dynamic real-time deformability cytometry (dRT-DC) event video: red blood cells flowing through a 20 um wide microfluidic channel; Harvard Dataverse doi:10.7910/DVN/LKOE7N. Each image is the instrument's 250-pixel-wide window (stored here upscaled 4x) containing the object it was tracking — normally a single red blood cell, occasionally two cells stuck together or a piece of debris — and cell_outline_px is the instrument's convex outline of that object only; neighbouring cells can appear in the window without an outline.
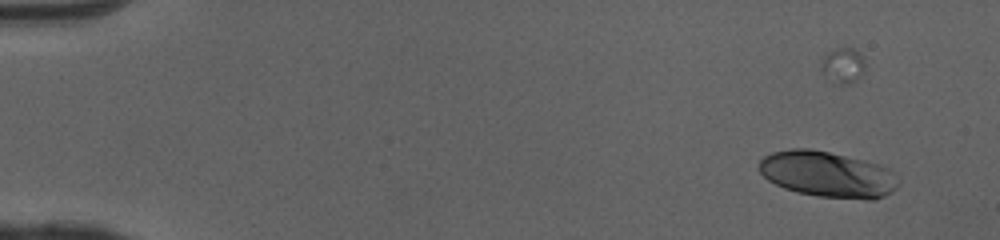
{"species": "human", "species_latin": "Homo sapiens", "temperature_condition": "cold", "stored_images_in_passage": 43, "camera_frame_rate_fps": 3000, "um_per_image_px": 0.085, "donor": {"sex": "female"}, "frame": {"image": 1, "passage_image": 6, "time_ms": 1.667, "image_size_px": [1000, 240], "cell_outline_px": [[900, 184], [892, 192], [884, 196], [872, 200], [868, 200], [820, 196], [796, 192], [784, 188], [768, 180], [760, 172], [760, 160], [764, 156], [772, 152], [792, 148], [808, 148], [828, 152], [864, 160], [880, 164], [888, 168], [892, 172]], "centroid_in_image_um": [70.35, 14.82], "position_along_channel_um": 14.6, "area_um2": 37.22}}
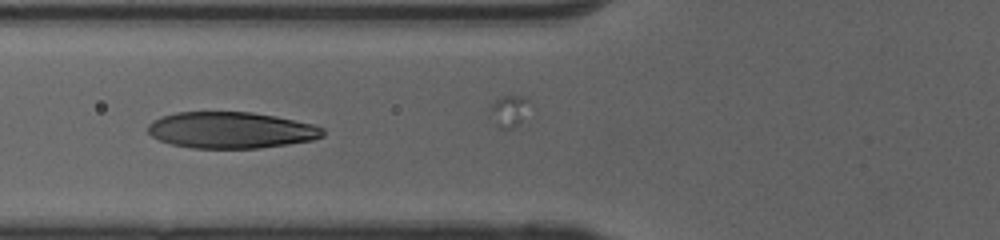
{"frame": {"image": 2, "passage_image": 23, "time_ms": 7.333, "image_size_px": [1000, 240], "cell_outline_px": [[324, 136], [312, 140], [288, 144], [260, 148], [192, 148], [172, 144], [160, 140], [152, 136], [148, 132], [148, 124], [152, 120], [160, 116], [176, 112], [252, 112], [276, 116], [316, 124], [324, 128]], "centroid_in_image_um": [19.65, 11.05], "position_along_channel_um": 106.1, "area_um2": 37.34}}
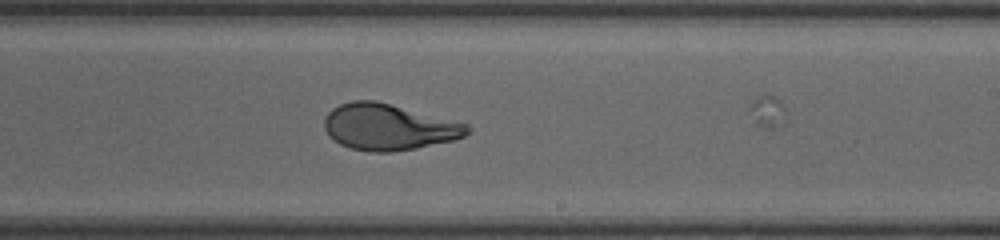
{"frame": {"image": 3, "passage_image": 34, "time_ms": 11.0, "image_size_px": [1000, 240], "cell_outline_px": [[472, 128], [464, 136], [452, 140], [416, 148], [392, 152], [372, 152], [352, 148], [340, 144], [328, 136], [324, 128], [324, 120], [328, 112], [332, 108], [340, 104], [352, 100], [376, 100], [468, 124]], "centroid_in_image_um": [33.0, 10.79], "position_along_channel_um": 256.0, "area_um2": 38.38}}